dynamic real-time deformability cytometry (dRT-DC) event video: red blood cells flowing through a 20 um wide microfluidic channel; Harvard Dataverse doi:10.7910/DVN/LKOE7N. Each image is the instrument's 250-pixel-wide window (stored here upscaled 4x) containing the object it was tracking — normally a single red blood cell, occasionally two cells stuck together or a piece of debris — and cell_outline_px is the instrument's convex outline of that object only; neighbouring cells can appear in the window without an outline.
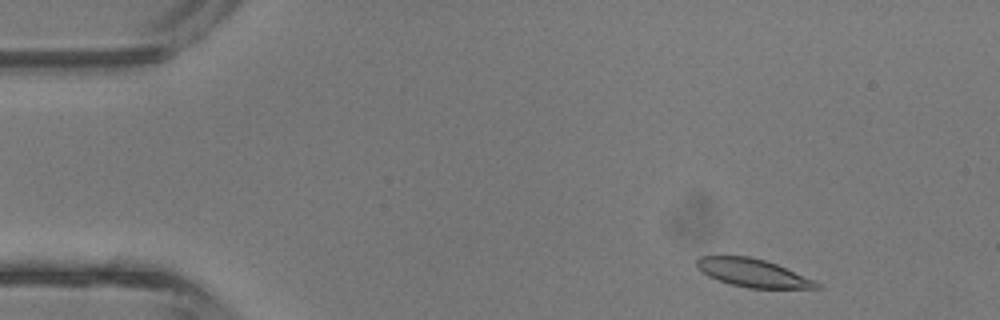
{"species": "common noctule bat (a hibernating species)", "species_latin": "Nyctalus noctula", "temperature_condition": "room temperature", "stored_images_in_passage": 8, "camera_frame_rate_fps": 3000, "um_per_image_px": 0.085, "animal": {"sex": "male", "body_mass_g": 13.3}, "frame": {"image": 1, "passage_image": 2, "time_ms": 0.333, "image_size_px": [1000, 320], "cell_outline_px": [[820, 288], [748, 288], [732, 284], [708, 276], [700, 272], [696, 268], [696, 260], [700, 256], [748, 256], [764, 260], [776, 264], [812, 280], [820, 284]], "centroid_in_image_um": [63.91, 23.19], "position_along_channel_um": 21.1, "area_um2": 19.25}}